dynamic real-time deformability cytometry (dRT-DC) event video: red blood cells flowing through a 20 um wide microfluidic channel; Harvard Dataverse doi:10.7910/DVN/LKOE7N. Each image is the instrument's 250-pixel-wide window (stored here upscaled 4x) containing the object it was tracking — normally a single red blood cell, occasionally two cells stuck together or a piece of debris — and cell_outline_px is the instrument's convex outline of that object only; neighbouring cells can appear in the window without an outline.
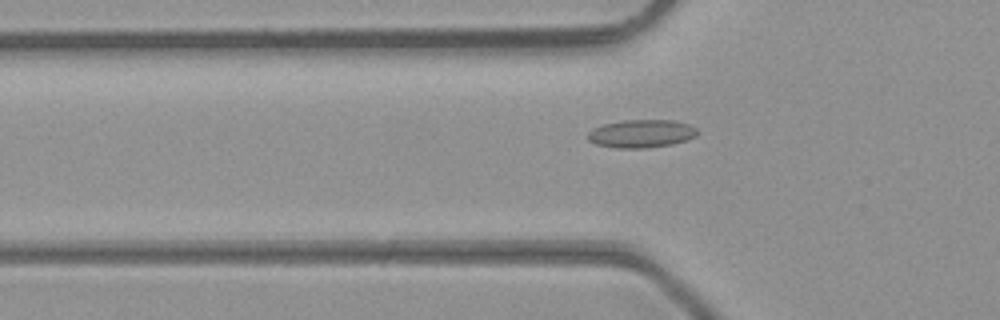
{"species": "common noctule bat (a hibernating species)", "species_latin": "Nyctalus noctula", "temperature_condition": "room temperature", "stored_images_in_passage": 40, "camera_frame_rate_fps": 3000, "um_per_image_px": 0.085, "animal": {"sex": "male", "body_mass_g": 23.1, "forearm_length_mm": 52.7}, "frame": {"image": 1, "passage_image": 11, "time_ms": 3.333, "image_size_px": [1000, 320], "cell_outline_px": [[700, 132], [696, 136], [672, 144], [648, 148], [616, 148], [596, 144], [588, 140], [588, 132], [592, 128], [604, 124], [624, 120], [672, 120], [688, 124], [696, 128]], "centroid_in_image_um": [54.51, 11.36], "position_along_channel_um": 71.3, "area_um2": 17.92}}
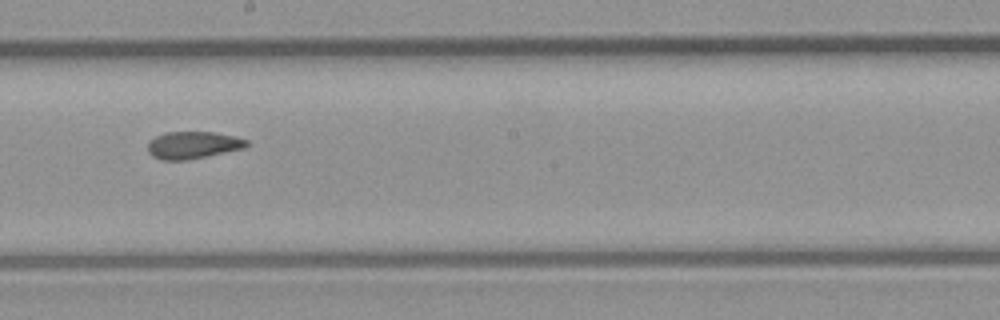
{"frame": {"image": 2, "passage_image": 22, "time_ms": 7.0, "image_size_px": [1000, 320], "cell_outline_px": [[248, 144], [244, 148], [188, 160], [164, 160], [152, 156], [148, 152], [148, 144], [156, 136], [164, 132], [212, 132], [236, 136], [248, 140]], "centroid_in_image_um": [16.41, 12.33], "position_along_channel_um": 231.8, "area_um2": 15.61}}
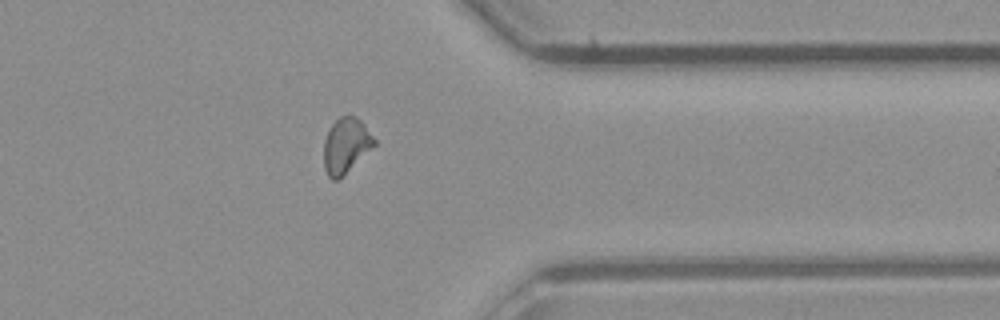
{"frame": {"image": 3, "passage_image": 33, "time_ms": 10.667, "image_size_px": [1000, 320], "cell_outline_px": [[376, 144], [340, 180], [332, 180], [328, 176], [324, 168], [324, 140], [332, 124], [340, 116], [348, 112], [356, 116], [364, 124], [376, 140]], "centroid_in_image_um": [29.41, 12.36], "position_along_channel_um": 382.0, "area_um2": 16.53}, "authors_computed_cell_mechanics": {"area_um2": 16.2707, "velocity_mm_per_s": 4.3503, "shape_relaxation_time_tau1_ms": null, "shape_relaxation_time_tau2_ms": 2.7437, "deformation_change_tau1": null, "deformation_change_tau2": 0.0829}}